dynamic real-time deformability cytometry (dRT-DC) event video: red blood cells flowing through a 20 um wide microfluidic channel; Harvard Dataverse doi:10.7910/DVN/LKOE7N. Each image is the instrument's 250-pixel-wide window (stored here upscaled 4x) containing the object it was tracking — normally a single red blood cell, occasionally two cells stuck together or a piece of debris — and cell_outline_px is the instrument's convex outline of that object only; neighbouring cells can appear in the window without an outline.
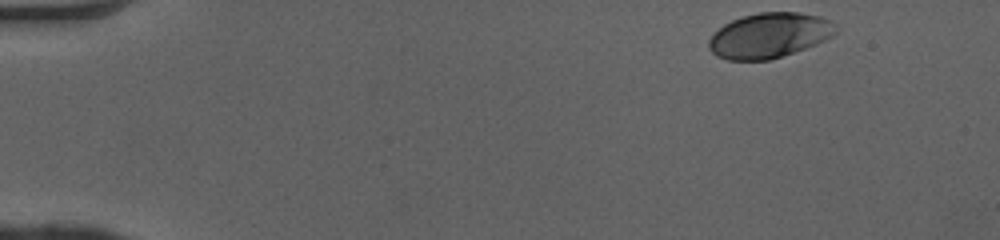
{"species": "human", "species_latin": "Homo sapiens", "temperature_condition": "cold", "stored_images_in_passage": 46, "camera_frame_rate_fps": 3000, "um_per_image_px": 0.085, "donor": {"sex": "female"}, "frame": {"image": 1, "passage_image": 1, "time_ms": 0.0, "image_size_px": [1000, 240], "cell_outline_px": [[836, 32], [832, 36], [816, 44], [768, 60], [728, 60], [716, 56], [708, 48], [708, 40], [724, 24], [732, 20], [744, 16], [760, 12], [800, 12], [820, 16], [828, 20]], "centroid_in_image_um": [65.34, 3.01], "position_along_channel_um": 19.7, "area_um2": 32.83}}
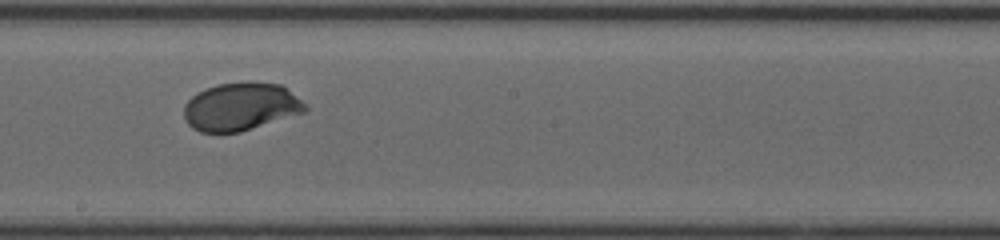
{"frame": {"image": 2, "passage_image": 25, "time_ms": 8.0, "image_size_px": [1000, 240], "cell_outline_px": [[308, 112], [240, 132], [200, 132], [192, 128], [184, 120], [184, 104], [196, 92], [220, 84], [248, 80], [252, 80], [280, 84], [308, 104]], "centroid_in_image_um": [20.5, 9.06], "position_along_channel_um": 227.7, "area_um2": 34.51}}
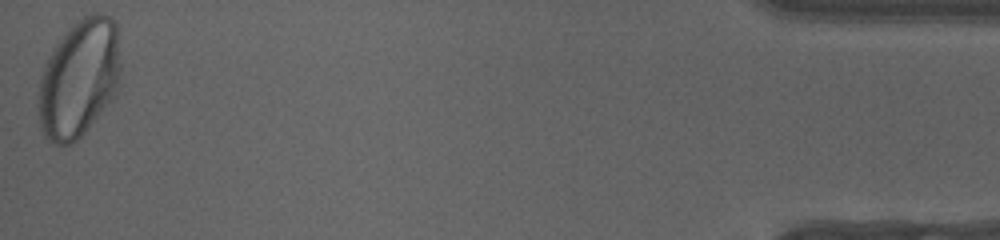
{"frame": {"image": 3, "passage_image": 46, "time_ms": 15.0, "image_size_px": [1000, 240], "cell_outline_px": [[120, 84], [116, 96], [84, 132], [76, 140], [68, 144], [56, 144], [48, 140], [44, 136], [40, 124], [36, 104], [40, 76], [44, 64], [52, 48], [72, 24], [84, 16], [92, 12], [100, 12], [116, 20], [120, 64]], "centroid_in_image_um": [6.72, 6.65], "position_along_channel_um": 428.5, "area_um2": 57.4}, "authors_computed_cell_mechanics": {"area_um2": 34.0153, "velocity_mm_per_s": 4.0637, "shape_relaxation_time_tau1_ms": 3.194, "shape_relaxation_time_tau2_ms": null, "deformation_change_tau1": 0.1544, "deformation_change_tau2": null}}